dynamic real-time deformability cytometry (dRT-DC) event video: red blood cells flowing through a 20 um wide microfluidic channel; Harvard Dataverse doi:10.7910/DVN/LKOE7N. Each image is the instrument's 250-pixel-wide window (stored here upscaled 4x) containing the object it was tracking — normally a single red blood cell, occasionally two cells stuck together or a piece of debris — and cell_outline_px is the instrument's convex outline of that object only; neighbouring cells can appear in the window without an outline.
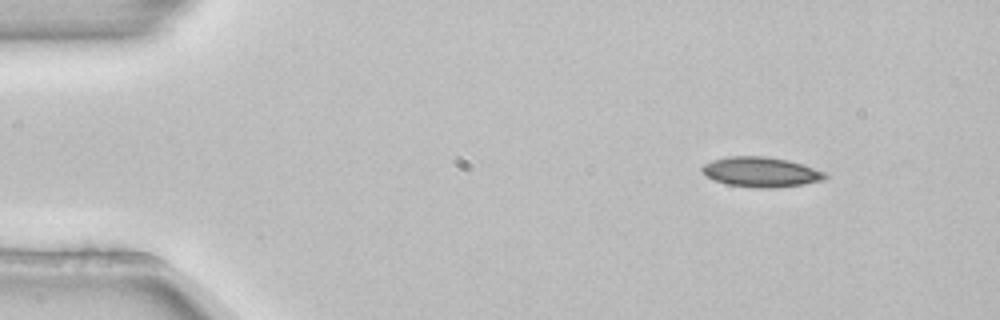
{"species": "common noctule bat (a hibernating species)", "species_latin": "Nyctalus noctula", "temperature_condition": "room temperature", "stored_images_in_passage": 4, "segment_of_instrument_passage": [1, 2], "camera_frame_rate_fps": 3000, "um_per_image_px": 0.085, "animal": {"sex": "female", "body_mass_g": 22.7, "forearm_length_mm": 54.2}, "frame": {"image": 1, "passage_image": 1, "time_ms": 0.0, "image_size_px": [1000, 320], "cell_outline_px": [[828, 176], [824, 180], [804, 184], [772, 188], [756, 188], [728, 184], [716, 180], [708, 176], [700, 168], [704, 164], [712, 160], [728, 156], [764, 156], [788, 160], [828, 172]], "centroid_in_image_um": [64.73, 14.62], "position_along_channel_um": 20.3, "area_um2": 21.44}}
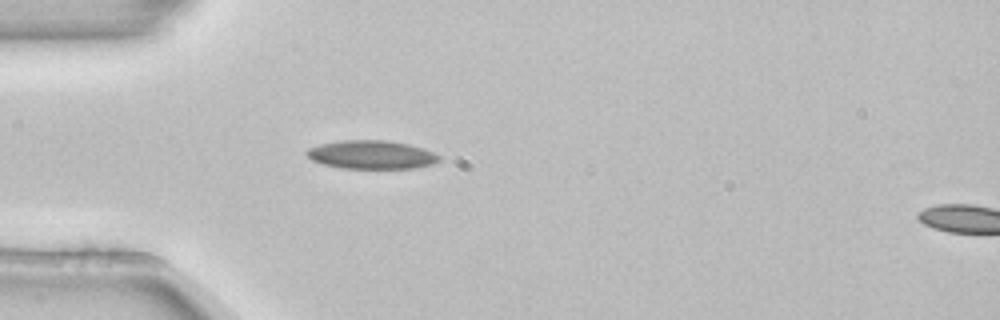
{"frame": {"image": 2, "passage_image": 3, "time_ms": 0.667, "image_size_px": [1000, 320], "cell_outline_px": [[440, 160], [432, 164], [416, 168], [340, 168], [320, 164], [312, 160], [304, 152], [308, 148], [320, 144], [344, 140], [384, 140], [408, 144], [424, 148], [440, 156]], "centroid_in_image_um": [31.55, 13.15], "position_along_channel_um": 53.4, "area_um2": 22.02}}